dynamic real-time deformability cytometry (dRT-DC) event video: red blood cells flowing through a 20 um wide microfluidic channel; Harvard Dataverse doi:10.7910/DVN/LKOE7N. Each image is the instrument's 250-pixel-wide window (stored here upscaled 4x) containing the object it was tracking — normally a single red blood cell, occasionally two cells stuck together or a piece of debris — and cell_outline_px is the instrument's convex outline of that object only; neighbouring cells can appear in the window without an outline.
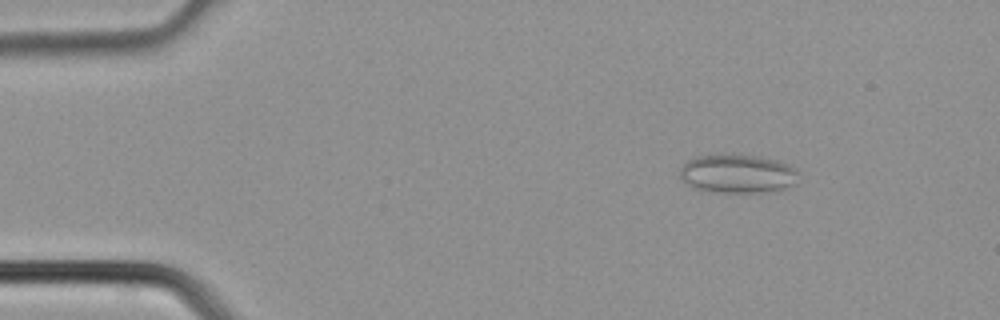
{"species": "common noctule bat (a hibernating species)", "species_latin": "Nyctalus noctula", "temperature_condition": "cold", "stored_images_in_passage": 34, "camera_frame_rate_fps": 3000, "um_per_image_px": 0.085, "animal": {"sex": "male", "body_mass_g": 21.5, "forearm_length_mm": 52.0}, "frame": {"image": 1, "passage_image": 1, "time_ms": 0.0, "image_size_px": [1000, 320], "cell_outline_px": [[796, 184], [776, 192], [720, 192], [696, 188], [684, 180], [680, 176], [680, 168], [688, 160], [696, 156], [720, 152], [760, 156], [780, 160], [796, 168]], "centroid_in_image_um": [62.73, 14.73], "position_along_channel_um": 22.3, "area_um2": 27.28}}
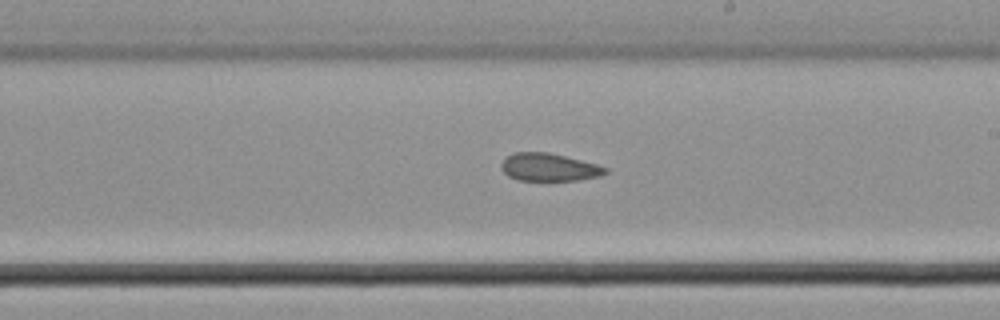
{"frame": {"image": 2, "passage_image": 18, "time_ms": 5.667, "image_size_px": [1000, 320], "cell_outline_px": [[608, 172], [600, 176], [580, 180], [516, 180], [508, 176], [500, 168], [500, 164], [512, 152], [548, 152], [596, 164], [608, 168]], "centroid_in_image_um": [46.65, 14.22], "position_along_channel_um": 242.4, "area_um2": 16.82}}
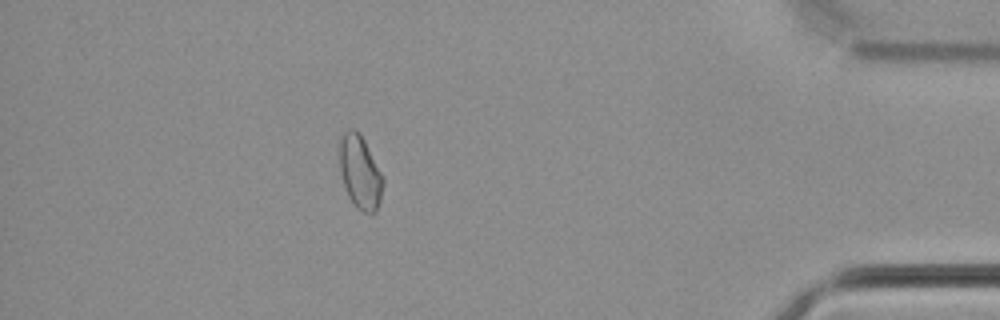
{"frame": {"image": 3, "passage_image": 30, "time_ms": 9.667, "image_size_px": [1000, 320], "cell_outline_px": [[384, 184], [380, 200], [376, 212], [372, 216], [356, 208], [348, 196], [340, 172], [340, 140], [344, 132], [352, 128], [356, 128], [360, 132], [384, 176]], "centroid_in_image_um": [30.63, 14.66], "position_along_channel_um": 404.6, "area_um2": 18.9}}